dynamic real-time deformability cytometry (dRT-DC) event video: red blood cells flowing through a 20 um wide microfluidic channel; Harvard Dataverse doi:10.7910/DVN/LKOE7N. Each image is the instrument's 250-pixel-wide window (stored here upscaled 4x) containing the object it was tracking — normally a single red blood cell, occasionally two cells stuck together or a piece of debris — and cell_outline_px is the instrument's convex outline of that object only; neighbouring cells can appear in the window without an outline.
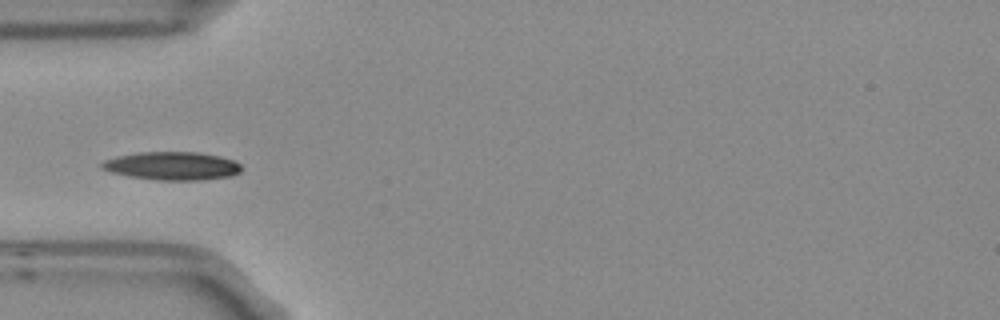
{"species": "Egyptian fruit bat (a non-hibernating species)", "species_latin": "Rousettus aegyptiacus", "temperature_condition": "room temperature", "stored_images_in_passage": 3, "camera_frame_rate_fps": 3000, "um_per_image_px": 0.085, "frame": {"image": 1, "passage_image": 2, "time_ms": 0.333, "image_size_px": [1000, 320], "cell_outline_px": [[240, 172], [232, 176], [204, 180], [156, 180], [128, 176], [112, 172], [100, 168], [100, 164], [104, 160], [116, 156], [136, 152], [196, 152], [220, 156], [232, 160], [240, 164]], "centroid_in_image_um": [14.61, 14.1], "position_along_channel_um": 70.4, "area_um2": 23.06}}
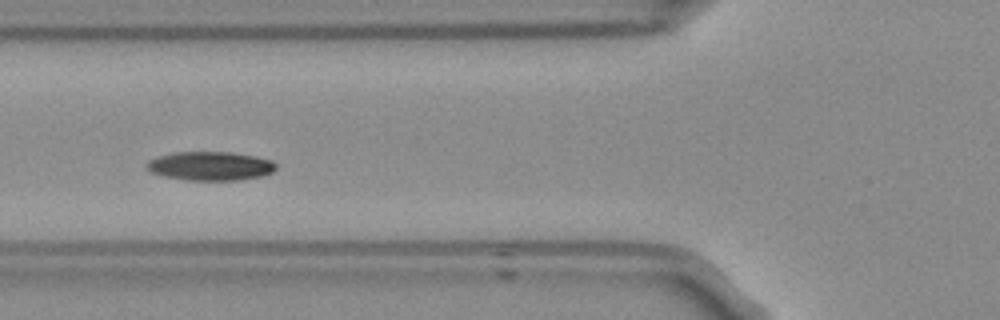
{"frame": {"image": 2, "passage_image": 3, "time_ms": 0.667, "image_size_px": [1000, 320], "cell_outline_px": [[276, 168], [272, 172], [264, 176], [240, 180], [184, 180], [160, 176], [144, 168], [148, 160], [172, 152], [232, 152], [256, 156], [272, 160], [276, 164]], "centroid_in_image_um": [17.87, 14.11], "position_along_channel_um": 107.9, "area_um2": 22.08}}